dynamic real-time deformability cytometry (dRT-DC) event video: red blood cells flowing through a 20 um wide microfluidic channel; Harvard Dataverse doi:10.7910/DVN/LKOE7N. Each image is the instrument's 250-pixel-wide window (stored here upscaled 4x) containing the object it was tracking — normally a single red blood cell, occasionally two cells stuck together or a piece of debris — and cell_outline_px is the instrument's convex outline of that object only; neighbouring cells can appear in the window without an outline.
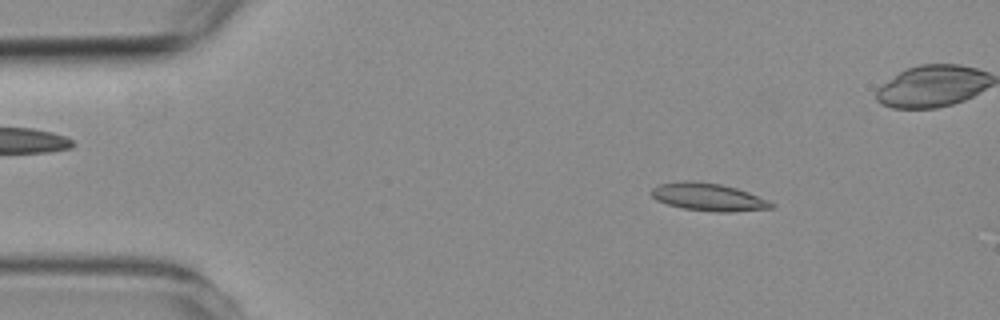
{"species": "common noctule bat (a hibernating species)", "species_latin": "Nyctalus noctula", "temperature_condition": "room temperature", "stored_images_in_passage": 5, "camera_frame_rate_fps": 3000, "um_per_image_px": 0.085, "animal": {"sex": "female", "body_mass_g": 19.3, "forearm_length_mm": 54.1}, "frame": {"image": 1, "passage_image": 2, "time_ms": 1.333, "image_size_px": [1000, 320], "cell_outline_px": [[776, 208], [732, 212], [716, 212], [684, 208], [668, 204], [656, 200], [648, 192], [652, 188], [660, 184], [680, 180], [692, 180], [720, 184], [736, 188], [748, 192], [768, 200], [776, 204]], "centroid_in_image_um": [60.22, 16.74], "position_along_channel_um": 24.8, "area_um2": 19.54}}